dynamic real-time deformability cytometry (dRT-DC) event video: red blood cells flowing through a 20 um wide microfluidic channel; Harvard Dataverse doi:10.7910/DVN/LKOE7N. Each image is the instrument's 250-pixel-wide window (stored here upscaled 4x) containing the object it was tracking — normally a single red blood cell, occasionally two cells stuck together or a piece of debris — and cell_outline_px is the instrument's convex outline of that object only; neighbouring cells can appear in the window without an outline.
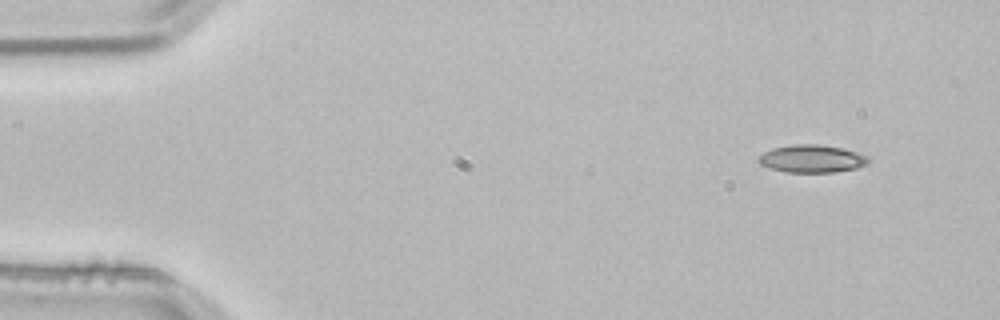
{"species": "common noctule bat (a hibernating species)", "species_latin": "Nyctalus noctula", "temperature_condition": "room temperature", "stored_images_in_passage": 3, "camera_frame_rate_fps": 3000, "um_per_image_px": 0.085, "animal": {"sex": "male", "body_mass_g": 21.5, "forearm_length_mm": 52.0}, "frame": {"image": 1, "passage_image": 1, "time_ms": 0.0, "image_size_px": [1000, 320], "cell_outline_px": [[868, 164], [856, 168], [836, 172], [784, 172], [768, 168], [760, 164], [756, 160], [764, 152], [772, 148], [792, 144], [816, 144], [844, 148], [860, 152], [868, 156]], "centroid_in_image_um": [69.01, 13.49], "position_along_channel_um": 16.0, "area_um2": 17.98}}
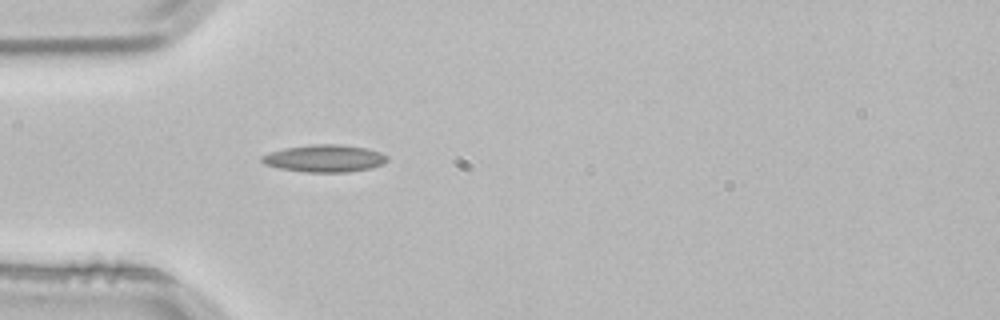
{"frame": {"image": 2, "passage_image": 3, "time_ms": 0.667, "image_size_px": [1000, 320], "cell_outline_px": [[388, 160], [384, 164], [368, 168], [348, 172], [308, 172], [280, 168], [264, 164], [260, 160], [260, 156], [284, 148], [308, 144], [340, 144], [368, 148], [380, 152], [388, 156]], "centroid_in_image_um": [27.6, 13.45], "position_along_channel_um": 57.4, "area_um2": 20.0}}